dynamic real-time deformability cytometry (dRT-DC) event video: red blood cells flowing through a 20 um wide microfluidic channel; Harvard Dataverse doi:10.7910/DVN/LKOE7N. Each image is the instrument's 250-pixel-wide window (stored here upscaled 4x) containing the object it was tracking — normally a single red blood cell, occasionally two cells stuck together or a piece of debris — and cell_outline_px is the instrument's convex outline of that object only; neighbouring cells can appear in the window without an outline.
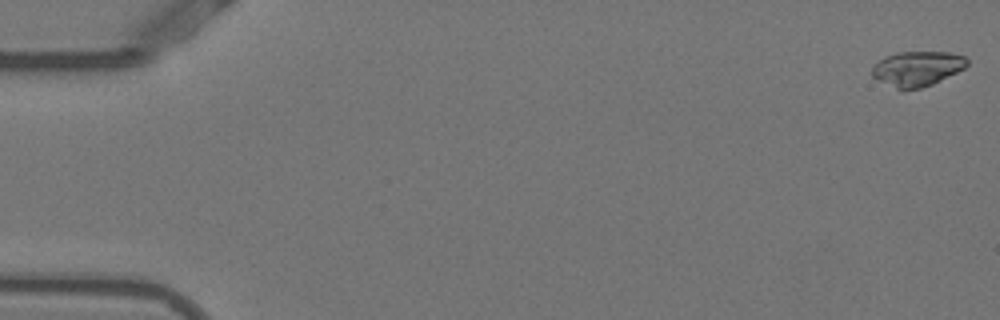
{"species": "Egyptian fruit bat (a non-hibernating species)", "species_latin": "Rousettus aegyptiacus", "temperature_condition": "warm", "stored_images_in_passage": 18, "camera_frame_rate_fps": 3000, "um_per_image_px": 0.085, "animal": {"sex": "female"}, "frame": {"image": 1, "passage_image": 1, "time_ms": 0.0, "image_size_px": [1000, 320], "cell_outline_px": [[968, 64], [964, 68], [932, 84], [920, 88], [900, 92], [876, 80], [872, 76], [872, 68], [884, 56], [896, 52], [948, 52], [964, 56], [968, 60]], "centroid_in_image_um": [77.91, 5.86], "position_along_channel_um": 7.1, "area_um2": 19.59}}
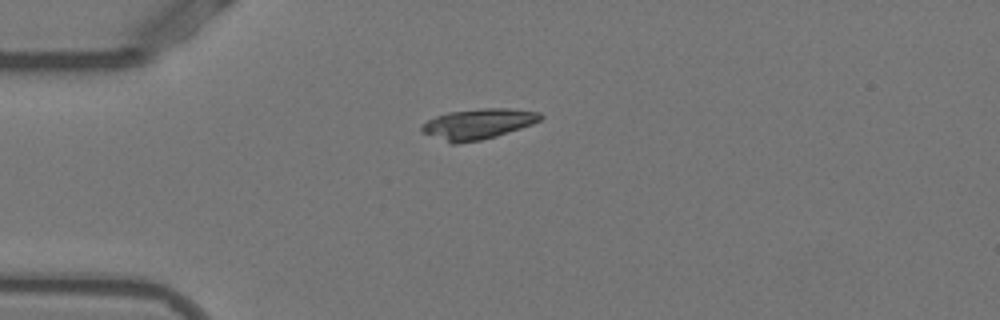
{"frame": {"image": 2, "passage_image": 14, "time_ms": 4.333, "image_size_px": [1000, 320], "cell_outline_px": [[544, 116], [540, 120], [532, 124], [496, 136], [480, 140], [456, 144], [452, 144], [424, 132], [420, 128], [428, 120], [436, 116], [448, 112], [480, 108], [508, 108], [540, 112]], "centroid_in_image_um": [40.66, 10.52], "position_along_channel_um": 44.3, "area_um2": 20.81}}